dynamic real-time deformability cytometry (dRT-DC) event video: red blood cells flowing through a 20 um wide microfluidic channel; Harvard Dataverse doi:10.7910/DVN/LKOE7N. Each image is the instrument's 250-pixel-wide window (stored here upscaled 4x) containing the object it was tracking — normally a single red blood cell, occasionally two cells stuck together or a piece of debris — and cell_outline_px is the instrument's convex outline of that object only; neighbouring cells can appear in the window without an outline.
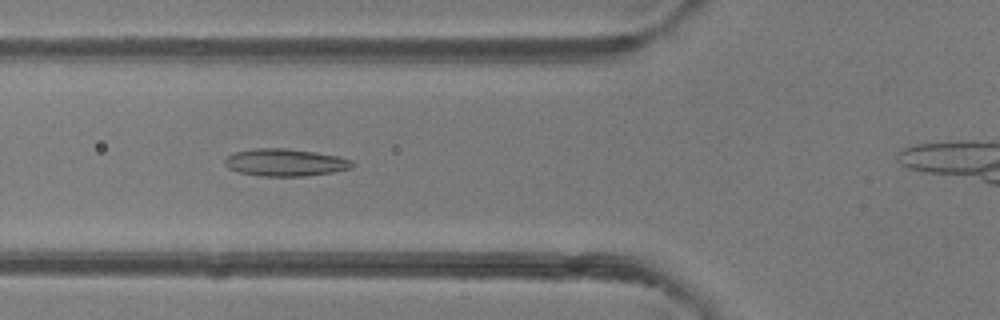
{"species": "common noctule bat (a hibernating species)", "species_latin": "Nyctalus noctula", "temperature_condition": "room temperature", "stored_images_in_passage": 39, "camera_frame_rate_fps": 3000, "um_per_image_px": 0.085, "animal": {"sex": "female"}, "frame": {"image": 1, "passage_image": 17, "time_ms": 5.333, "image_size_px": [1000, 320], "cell_outline_px": [[352, 168], [332, 172], [308, 176], [260, 176], [240, 172], [228, 168], [224, 164], [224, 160], [228, 156], [236, 152], [252, 148], [284, 148], [316, 152], [340, 156], [352, 160]], "centroid_in_image_um": [24.25, 13.81], "position_along_channel_um": 101.6, "area_um2": 20.35}}
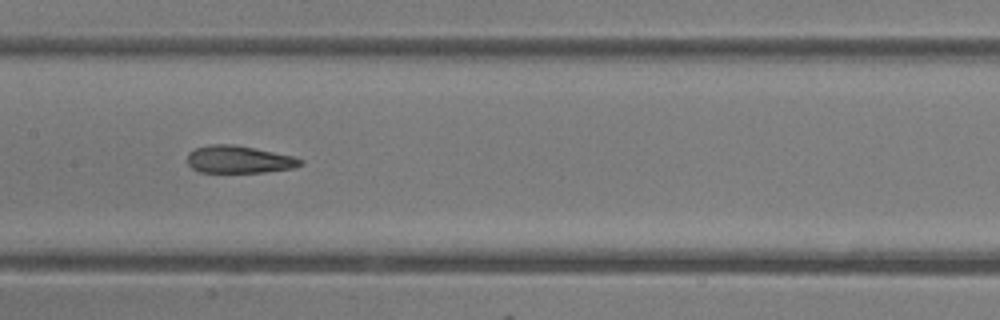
{"frame": {"image": 2, "passage_image": 23, "time_ms": 7.333, "image_size_px": [1000, 320], "cell_outline_px": [[304, 164], [292, 168], [264, 172], [200, 172], [192, 168], [188, 164], [188, 152], [196, 148], [208, 144], [236, 144], [296, 156], [304, 160]], "centroid_in_image_um": [20.35, 13.54], "position_along_channel_um": 187.1, "area_um2": 18.32}}
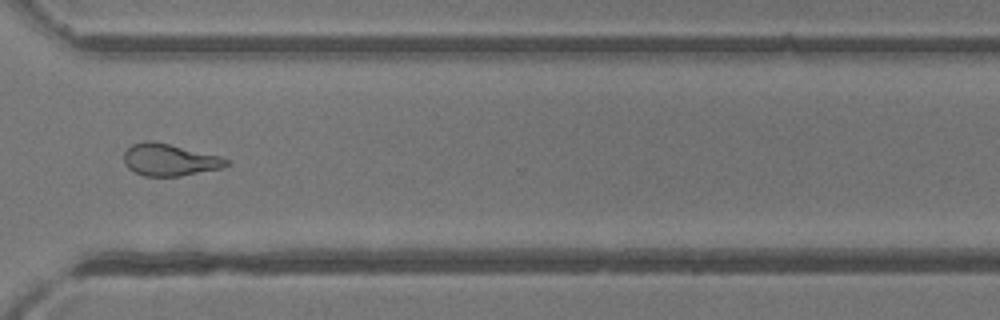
{"frame": {"image": 3, "passage_image": 35, "time_ms": 11.333, "image_size_px": [1000, 320], "cell_outline_px": [[228, 164], [224, 168], [180, 176], [144, 176], [128, 168], [124, 164], [124, 152], [132, 144], [144, 140], [152, 140], [220, 156], [228, 160]], "centroid_in_image_um": [14.4, 13.58], "position_along_channel_um": 356.2, "area_um2": 19.13}}